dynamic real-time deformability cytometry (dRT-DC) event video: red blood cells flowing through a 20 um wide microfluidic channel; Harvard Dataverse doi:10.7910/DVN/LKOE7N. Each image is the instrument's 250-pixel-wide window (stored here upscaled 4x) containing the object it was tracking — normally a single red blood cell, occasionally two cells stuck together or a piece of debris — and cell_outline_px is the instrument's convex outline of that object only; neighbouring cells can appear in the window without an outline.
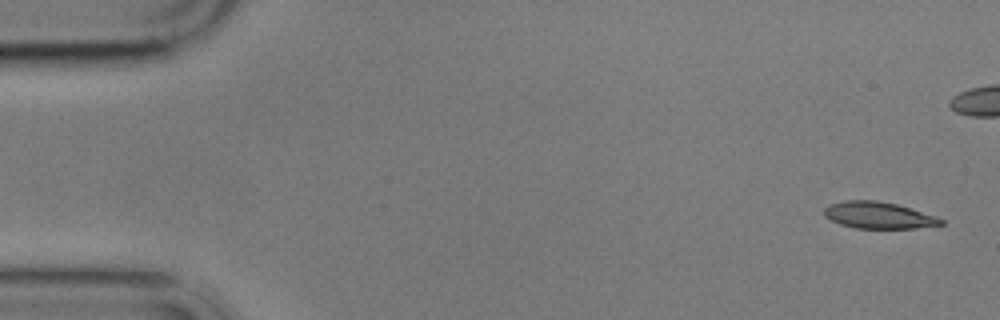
{"species": "common noctule bat (a hibernating species)", "species_latin": "Nyctalus noctula", "temperature_condition": "cold", "stored_images_in_passage": 6, "camera_frame_rate_fps": 3000, "um_per_image_px": 0.085, "animal": {"sex": "male", "body_mass_g": 17.9}, "frame": {"image": 1, "passage_image": 1, "time_ms": 0.0, "image_size_px": [1000, 320], "cell_outline_px": [[944, 224], [916, 228], [856, 228], [840, 224], [824, 216], [824, 208], [828, 204], [844, 200], [876, 200], [896, 204], [936, 216], [944, 220]], "centroid_in_image_um": [74.65, 18.29], "position_along_channel_um": 10.4, "area_um2": 18.09}}
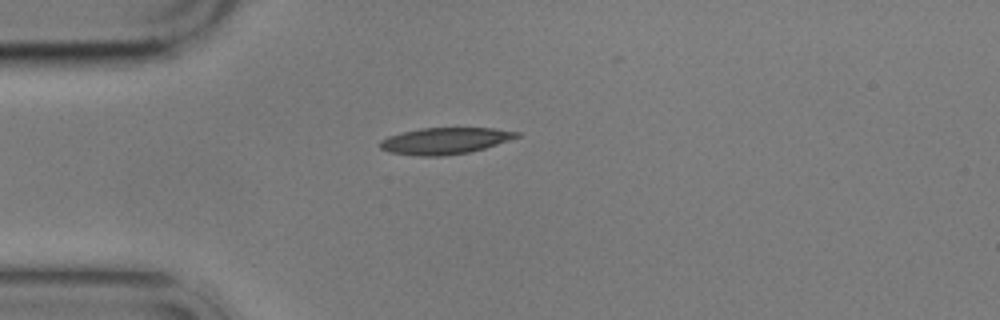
{"frame": {"image": 2, "passage_image": 6, "time_ms": 6.0, "image_size_px": [1000, 320], "cell_outline_px": [[520, 136], [484, 148], [468, 152], [444, 156], [420, 156], [388, 152], [380, 148], [380, 140], [388, 136], [420, 128], [492, 128], [520, 132]], "centroid_in_image_um": [37.79, 11.97], "position_along_channel_um": 47.2, "area_um2": 20.92}}